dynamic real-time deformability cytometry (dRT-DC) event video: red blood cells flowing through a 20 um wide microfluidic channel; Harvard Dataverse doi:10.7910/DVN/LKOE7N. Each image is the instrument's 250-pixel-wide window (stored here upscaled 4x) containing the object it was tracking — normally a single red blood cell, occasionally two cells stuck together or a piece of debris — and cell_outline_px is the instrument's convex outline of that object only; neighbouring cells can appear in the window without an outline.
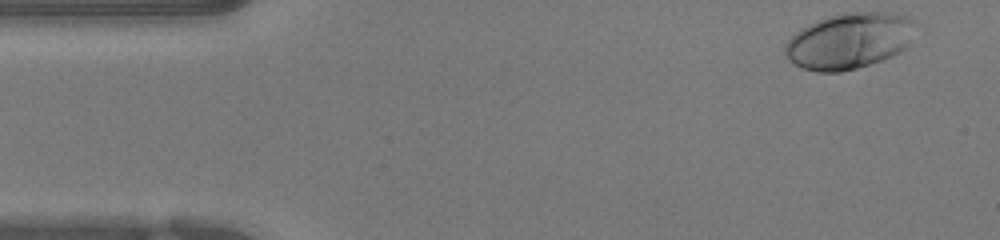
{"species": "human", "species_latin": "Homo sapiens", "temperature_condition": "warm", "stored_images_in_passage": 49, "camera_frame_rate_fps": 3000, "um_per_image_px": 0.085, "donor": {"sex": "female"}, "frame": {"image": 1, "passage_image": 1, "time_ms": 0.0, "image_size_px": [1000, 240], "cell_outline_px": [[912, 20], [908, 44], [904, 48], [880, 60], [856, 68], [840, 72], [816, 72], [804, 68], [788, 60], [784, 52], [784, 48], [788, 40], [800, 28], [816, 20], [828, 16], [844, 12], [892, 12], [904, 16]], "centroid_in_image_um": [72.08, 3.46], "position_along_channel_um": 12.9, "area_um2": 41.79}}
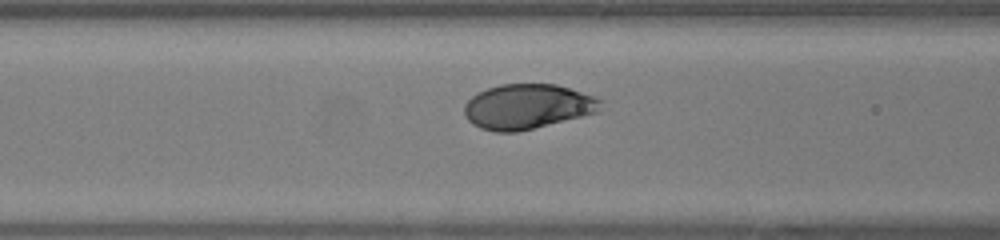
{"frame": {"image": 2, "passage_image": 17, "time_ms": 5.333, "image_size_px": [1000, 240], "cell_outline_px": [[604, 100], [596, 112], [520, 132], [496, 132], [480, 128], [472, 124], [468, 120], [464, 112], [464, 104], [472, 96], [488, 88], [500, 84], [556, 84]], "centroid_in_image_um": [44.79, 9.06], "position_along_channel_um": 121.8, "area_um2": 35.43}}
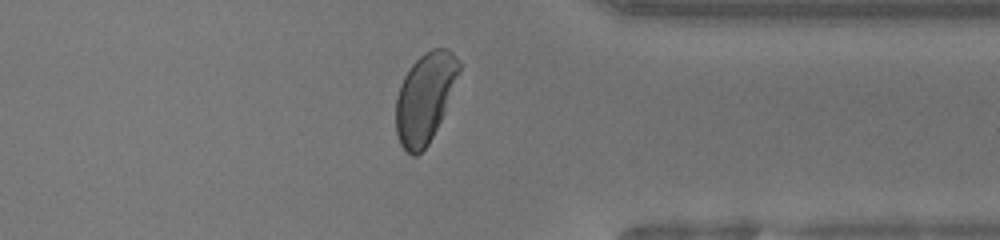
{"frame": {"image": 3, "passage_image": 37, "time_ms": 12.0, "image_size_px": [1000, 240], "cell_outline_px": [[464, 64], [444, 112], [428, 144], [416, 156], [412, 156], [400, 144], [396, 132], [396, 100], [400, 84], [404, 76], [412, 64], [424, 52], [432, 48], [448, 48]], "centroid_in_image_um": [36.14, 8.26], "position_along_channel_um": 375.3, "area_um2": 33.06}, "authors_computed_cell_mechanics": {"area_um2": 36.3562, "velocity_mm_per_s": 3.9349, "shape_relaxation_time_tau1_ms": 1.6767, "shape_relaxation_time_tau2_ms": null, "deformation_change_tau1": 0.1525, "deformation_change_tau2": null}}